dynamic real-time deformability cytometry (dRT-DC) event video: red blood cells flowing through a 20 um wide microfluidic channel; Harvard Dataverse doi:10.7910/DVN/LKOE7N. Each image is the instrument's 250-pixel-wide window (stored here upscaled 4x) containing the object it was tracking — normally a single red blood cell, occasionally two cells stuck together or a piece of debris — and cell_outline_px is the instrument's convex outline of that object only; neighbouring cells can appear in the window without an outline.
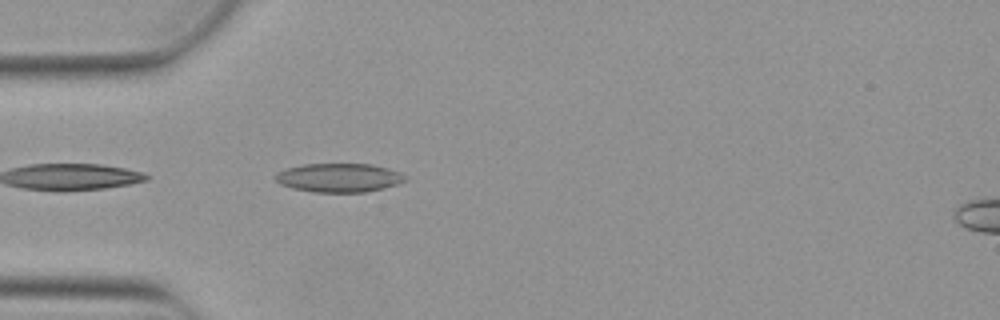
{"species": "Egyptian fruit bat (a non-hibernating species)", "species_latin": "Rousettus aegyptiacus", "temperature_condition": "warm", "stored_images_in_passage": 4, "camera_frame_rate_fps": 3000, "um_per_image_px": 0.085, "animal": {"sex": "female"}, "frame": {"image": 1, "passage_image": 4, "time_ms": 1.0, "image_size_px": [1000, 320], "cell_outline_px": [[408, 180], [384, 188], [364, 192], [312, 192], [292, 188], [280, 184], [276, 180], [276, 172], [288, 168], [304, 164], [372, 164], [388, 168], [400, 172], [408, 176]], "centroid_in_image_um": [28.85, 15.1], "position_along_channel_um": 56.2, "area_um2": 21.85}}